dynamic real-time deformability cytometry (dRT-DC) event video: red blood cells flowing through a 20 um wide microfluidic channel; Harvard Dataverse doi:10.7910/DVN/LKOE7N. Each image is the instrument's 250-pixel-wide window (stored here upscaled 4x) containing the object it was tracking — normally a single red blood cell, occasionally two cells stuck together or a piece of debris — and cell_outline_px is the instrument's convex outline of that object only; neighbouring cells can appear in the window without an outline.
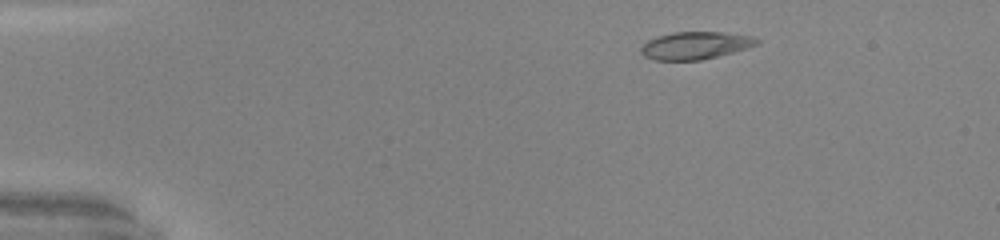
{"species": "common noctule bat (a hibernating species)", "species_latin": "Nyctalus noctula", "temperature_condition": "warm", "stored_images_in_passage": 48, "camera_frame_rate_fps": 3000, "um_per_image_px": 0.085, "animal": {"sex": "male", "body_mass_g": 20.0, "forearm_length_mm": 53.3}, "frame": {"image": 1, "passage_image": 6, "time_ms": 1.667, "image_size_px": [1000, 240], "cell_outline_px": [[760, 44], [732, 52], [700, 60], [656, 60], [644, 56], [640, 52], [640, 48], [648, 40], [656, 36], [672, 32], [724, 32], [752, 36], [760, 40]], "centroid_in_image_um": [59.1, 3.85], "position_along_channel_um": 25.9, "area_um2": 18.55}}
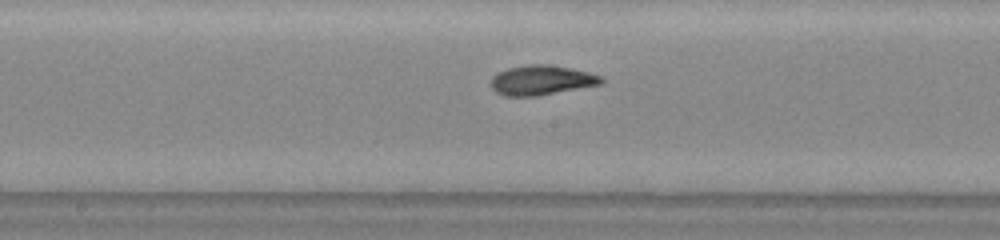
{"frame": {"image": 2, "passage_image": 25, "time_ms": 8.0, "image_size_px": [1000, 240], "cell_outline_px": [[604, 80], [600, 84], [536, 96], [504, 96], [496, 92], [492, 88], [492, 76], [508, 68], [528, 64], [552, 64], [588, 72], [600, 76]], "centroid_in_image_um": [46.01, 6.81], "position_along_channel_um": 202.2, "area_um2": 18.9}}
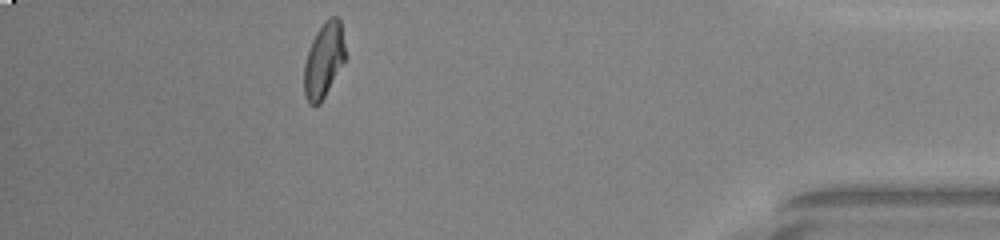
{"frame": {"image": 3, "passage_image": 43, "time_ms": 14.0, "image_size_px": [1000, 240], "cell_outline_px": [[344, 60], [320, 104], [308, 104], [304, 96], [304, 64], [312, 40], [316, 32], [324, 20], [328, 16], [336, 16], [340, 20], [344, 44]], "centroid_in_image_um": [27.49, 5.09], "position_along_channel_um": 407.7, "area_um2": 17.69}, "authors_computed_cell_mechanics": {"area_um2": 18.5538, "velocity_mm_per_s": 4.1668, "shape_relaxation_time_tau1_ms": 3.8385, "shape_relaxation_time_tau2_ms": 1.2206, "deformation_change_tau1": 0.187, "deformation_change_tau2": 0.061}}